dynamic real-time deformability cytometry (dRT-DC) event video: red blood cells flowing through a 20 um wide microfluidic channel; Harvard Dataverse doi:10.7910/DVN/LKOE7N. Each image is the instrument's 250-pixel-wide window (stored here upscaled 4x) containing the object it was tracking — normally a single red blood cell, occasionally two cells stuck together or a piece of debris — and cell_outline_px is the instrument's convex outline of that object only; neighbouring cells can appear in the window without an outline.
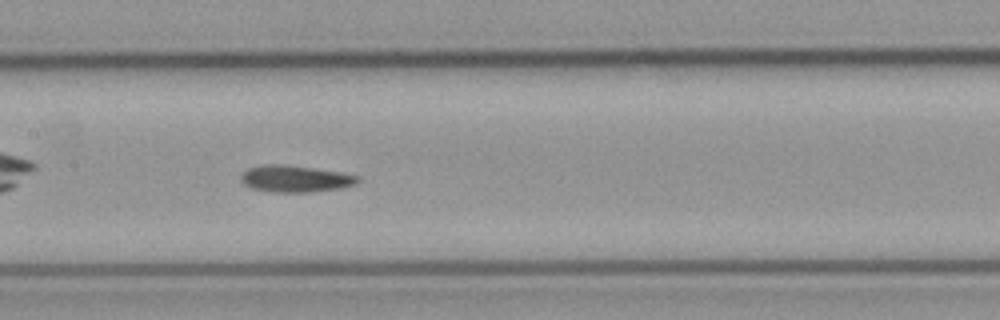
{"species": "common noctule bat (a hibernating species)", "species_latin": "Nyctalus noctula", "temperature_condition": "cold", "stored_images_in_passage": 9, "camera_frame_rate_fps": 3000, "um_per_image_px": 0.085, "animal": {"sex": "male", "body_mass_g": 23.1, "forearm_length_mm": 52.7}, "frame": {"image": 1, "passage_image": 8, "time_ms": 9.0, "image_size_px": [1000, 320], "cell_outline_px": [[360, 180], [356, 184], [340, 188], [312, 192], [272, 192], [252, 188], [244, 184], [240, 180], [240, 176], [248, 168], [264, 164], [276, 164], [312, 168], [340, 172], [360, 176]], "centroid_in_image_um": [25.1, 15.2], "position_along_channel_um": 182.3, "area_um2": 18.09}}
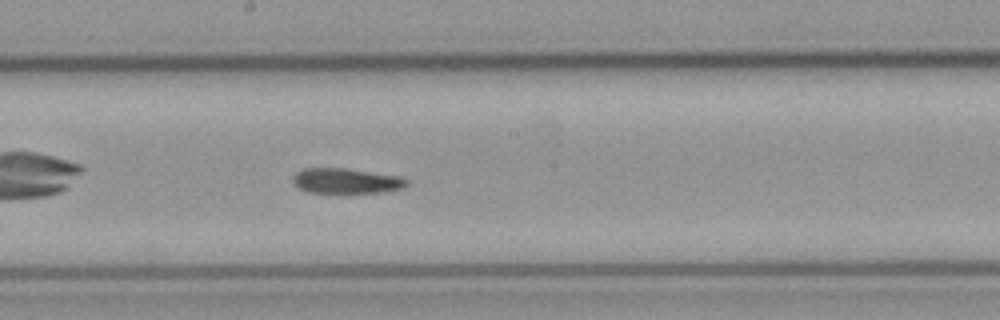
{"frame": {"image": 2, "passage_image": 9, "time_ms": 10.0, "image_size_px": [1000, 320], "cell_outline_px": [[408, 184], [404, 188], [384, 192], [352, 196], [336, 196], [308, 192], [300, 188], [292, 180], [292, 176], [296, 172], [304, 168], [344, 168], [396, 176], [408, 180]], "centroid_in_image_um": [29.41, 15.45], "position_along_channel_um": 218.8, "area_um2": 17.74}}